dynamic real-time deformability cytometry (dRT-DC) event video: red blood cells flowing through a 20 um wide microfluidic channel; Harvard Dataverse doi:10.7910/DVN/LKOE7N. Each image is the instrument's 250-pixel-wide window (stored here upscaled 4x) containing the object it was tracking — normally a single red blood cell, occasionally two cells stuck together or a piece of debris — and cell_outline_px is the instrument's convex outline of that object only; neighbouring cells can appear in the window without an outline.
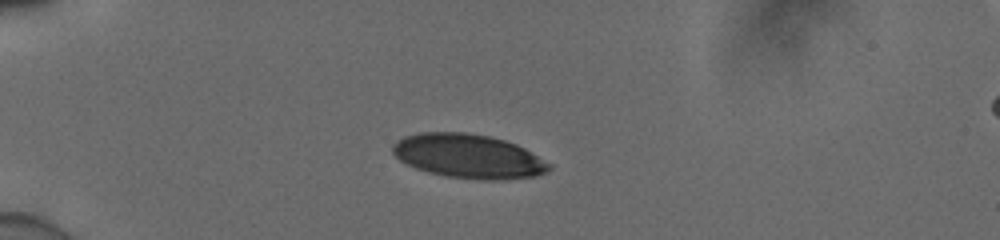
{"species": "human", "species_latin": "Homo sapiens", "temperature_condition": "cold", "stored_images_in_passage": 15, "camera_frame_rate_fps": 3000, "um_per_image_px": 0.085, "donor": {"sex": "male"}, "frame": {"image": 1, "passage_image": 1, "time_ms": 0.0, "image_size_px": [1000, 240], "cell_outline_px": [[552, 168], [536, 176], [500, 180], [484, 180], [448, 176], [428, 172], [416, 168], [400, 160], [392, 152], [392, 144], [396, 140], [404, 136], [420, 132], [464, 132], [488, 136], [504, 140], [516, 144], [524, 148], [552, 164]], "centroid_in_image_um": [39.81, 13.27], "position_along_channel_um": 45.2, "area_um2": 40.11}}
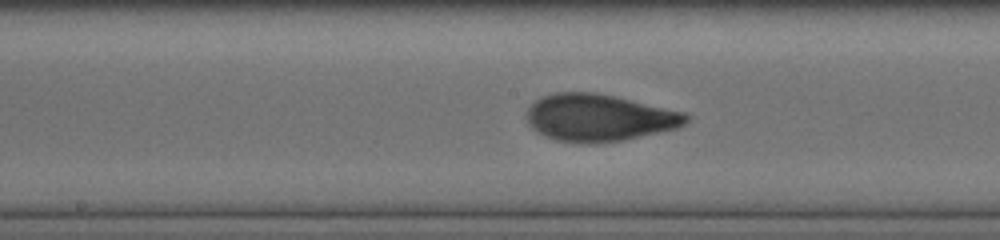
{"frame": {"image": 2, "passage_image": 9, "time_ms": 2.667, "image_size_px": [1000, 240], "cell_outline_px": [[692, 116], [684, 124], [676, 128], [624, 140], [596, 144], [588, 144], [556, 140], [544, 136], [536, 132], [528, 124], [528, 108], [536, 100], [544, 96], [556, 92], [596, 92], [616, 96], [684, 112]], "centroid_in_image_um": [50.92, 10.01], "position_along_channel_um": 197.3, "area_um2": 43.87}}
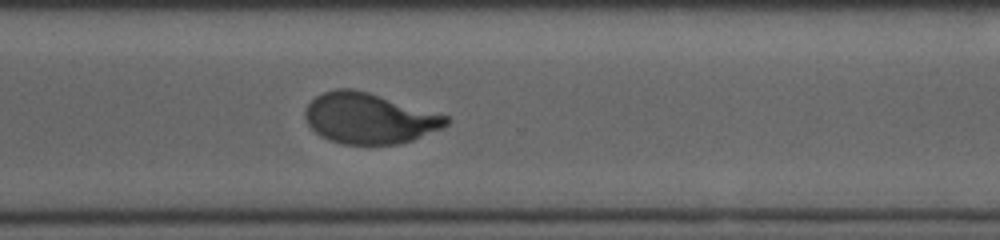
{"frame": {"image": 3, "passage_image": 15, "time_ms": 4.667, "image_size_px": [1000, 240], "cell_outline_px": [[448, 124], [440, 128], [412, 140], [400, 144], [340, 144], [328, 140], [320, 136], [308, 124], [304, 116], [304, 112], [308, 104], [316, 96], [324, 92], [340, 88], [352, 88], [368, 92], [448, 116]], "centroid_in_image_um": [31.34, 10.06], "position_along_channel_um": 339.3, "area_um2": 41.27}}